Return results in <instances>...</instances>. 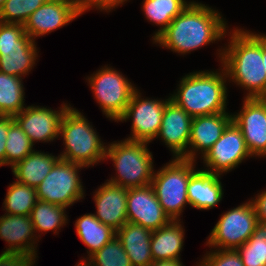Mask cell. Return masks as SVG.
I'll return each mask as SVG.
<instances>
[{"label":"cell","mask_w":266,"mask_h":266,"mask_svg":"<svg viewBox=\"0 0 266 266\" xmlns=\"http://www.w3.org/2000/svg\"><path fill=\"white\" fill-rule=\"evenodd\" d=\"M214 9L201 2L191 1L153 43L185 55L224 39L228 26L220 12Z\"/></svg>","instance_id":"1"},{"label":"cell","mask_w":266,"mask_h":266,"mask_svg":"<svg viewBox=\"0 0 266 266\" xmlns=\"http://www.w3.org/2000/svg\"><path fill=\"white\" fill-rule=\"evenodd\" d=\"M230 31L229 44L217 52L228 81L245 88V98H265L262 33L237 27Z\"/></svg>","instance_id":"2"},{"label":"cell","mask_w":266,"mask_h":266,"mask_svg":"<svg viewBox=\"0 0 266 266\" xmlns=\"http://www.w3.org/2000/svg\"><path fill=\"white\" fill-rule=\"evenodd\" d=\"M221 71H194L181 78L170 100L192 118L227 112V74Z\"/></svg>","instance_id":"3"},{"label":"cell","mask_w":266,"mask_h":266,"mask_svg":"<svg viewBox=\"0 0 266 266\" xmlns=\"http://www.w3.org/2000/svg\"><path fill=\"white\" fill-rule=\"evenodd\" d=\"M72 107L65 112L60 124L59 136L65 147L59 157L88 168L105 160L107 146L86 117Z\"/></svg>","instance_id":"4"},{"label":"cell","mask_w":266,"mask_h":266,"mask_svg":"<svg viewBox=\"0 0 266 266\" xmlns=\"http://www.w3.org/2000/svg\"><path fill=\"white\" fill-rule=\"evenodd\" d=\"M147 144L149 143L126 139L107 144L105 160L110 158L117 172L116 177L106 181L125 188L151 184L154 164Z\"/></svg>","instance_id":"5"},{"label":"cell","mask_w":266,"mask_h":266,"mask_svg":"<svg viewBox=\"0 0 266 266\" xmlns=\"http://www.w3.org/2000/svg\"><path fill=\"white\" fill-rule=\"evenodd\" d=\"M196 162L184 158H173L162 168L154 171L151 186L162 209L171 220H181L180 216L189 205L187 185L196 171Z\"/></svg>","instance_id":"6"},{"label":"cell","mask_w":266,"mask_h":266,"mask_svg":"<svg viewBox=\"0 0 266 266\" xmlns=\"http://www.w3.org/2000/svg\"><path fill=\"white\" fill-rule=\"evenodd\" d=\"M30 216L8 215L0 217V239L8 248L0 254V266H34L37 261L38 236Z\"/></svg>","instance_id":"7"},{"label":"cell","mask_w":266,"mask_h":266,"mask_svg":"<svg viewBox=\"0 0 266 266\" xmlns=\"http://www.w3.org/2000/svg\"><path fill=\"white\" fill-rule=\"evenodd\" d=\"M37 51L22 24L0 22V72L25 77L36 64Z\"/></svg>","instance_id":"8"},{"label":"cell","mask_w":266,"mask_h":266,"mask_svg":"<svg viewBox=\"0 0 266 266\" xmlns=\"http://www.w3.org/2000/svg\"><path fill=\"white\" fill-rule=\"evenodd\" d=\"M86 81L103 114L115 122L124 114L137 89L120 71L108 65L88 76Z\"/></svg>","instance_id":"9"},{"label":"cell","mask_w":266,"mask_h":266,"mask_svg":"<svg viewBox=\"0 0 266 266\" xmlns=\"http://www.w3.org/2000/svg\"><path fill=\"white\" fill-rule=\"evenodd\" d=\"M85 166L59 158L52 170L36 187L38 200L68 208L84 198L79 170Z\"/></svg>","instance_id":"10"},{"label":"cell","mask_w":266,"mask_h":266,"mask_svg":"<svg viewBox=\"0 0 266 266\" xmlns=\"http://www.w3.org/2000/svg\"><path fill=\"white\" fill-rule=\"evenodd\" d=\"M256 213L248 200L246 203L222 213L206 245L214 249H233L242 246L253 234L257 225Z\"/></svg>","instance_id":"11"},{"label":"cell","mask_w":266,"mask_h":266,"mask_svg":"<svg viewBox=\"0 0 266 266\" xmlns=\"http://www.w3.org/2000/svg\"><path fill=\"white\" fill-rule=\"evenodd\" d=\"M170 96L165 100L142 98L141 93L136 89L130 99L124 114L117 122L132 121L131 136L126 140L150 143L156 139L164 114L166 103Z\"/></svg>","instance_id":"12"},{"label":"cell","mask_w":266,"mask_h":266,"mask_svg":"<svg viewBox=\"0 0 266 266\" xmlns=\"http://www.w3.org/2000/svg\"><path fill=\"white\" fill-rule=\"evenodd\" d=\"M252 158L241 129L232 120L224 129L221 137L202 157L205 168L212 174L227 173L235 169L247 158Z\"/></svg>","instance_id":"13"},{"label":"cell","mask_w":266,"mask_h":266,"mask_svg":"<svg viewBox=\"0 0 266 266\" xmlns=\"http://www.w3.org/2000/svg\"><path fill=\"white\" fill-rule=\"evenodd\" d=\"M241 129L250 154L266 158V98H245L243 106L232 114Z\"/></svg>","instance_id":"14"},{"label":"cell","mask_w":266,"mask_h":266,"mask_svg":"<svg viewBox=\"0 0 266 266\" xmlns=\"http://www.w3.org/2000/svg\"><path fill=\"white\" fill-rule=\"evenodd\" d=\"M71 107L63 103L60 110H53L44 106H26L14 116L24 133L33 145L36 142L55 141L59 136L60 124L65 112Z\"/></svg>","instance_id":"15"},{"label":"cell","mask_w":266,"mask_h":266,"mask_svg":"<svg viewBox=\"0 0 266 266\" xmlns=\"http://www.w3.org/2000/svg\"><path fill=\"white\" fill-rule=\"evenodd\" d=\"M80 16L74 0H48L33 12L24 23L25 33L34 41Z\"/></svg>","instance_id":"16"},{"label":"cell","mask_w":266,"mask_h":266,"mask_svg":"<svg viewBox=\"0 0 266 266\" xmlns=\"http://www.w3.org/2000/svg\"><path fill=\"white\" fill-rule=\"evenodd\" d=\"M171 221L162 209L151 184L128 188L127 222L139 224L151 231Z\"/></svg>","instance_id":"17"},{"label":"cell","mask_w":266,"mask_h":266,"mask_svg":"<svg viewBox=\"0 0 266 266\" xmlns=\"http://www.w3.org/2000/svg\"><path fill=\"white\" fill-rule=\"evenodd\" d=\"M192 117L181 107L169 100L164 109L161 126L157 138L169 148L173 158L188 159Z\"/></svg>","instance_id":"18"},{"label":"cell","mask_w":266,"mask_h":266,"mask_svg":"<svg viewBox=\"0 0 266 266\" xmlns=\"http://www.w3.org/2000/svg\"><path fill=\"white\" fill-rule=\"evenodd\" d=\"M232 114L222 112L197 116L192 119L188 144V160L196 161L197 155L201 153L200 155L203 157L206 154L232 121Z\"/></svg>","instance_id":"19"},{"label":"cell","mask_w":266,"mask_h":266,"mask_svg":"<svg viewBox=\"0 0 266 266\" xmlns=\"http://www.w3.org/2000/svg\"><path fill=\"white\" fill-rule=\"evenodd\" d=\"M94 193L97 209L94 216L113 230H119L127 222L128 188L106 181Z\"/></svg>","instance_id":"20"},{"label":"cell","mask_w":266,"mask_h":266,"mask_svg":"<svg viewBox=\"0 0 266 266\" xmlns=\"http://www.w3.org/2000/svg\"><path fill=\"white\" fill-rule=\"evenodd\" d=\"M220 174H212L203 169L196 170L189 179L187 195L189 205L199 210H210L223 199Z\"/></svg>","instance_id":"21"},{"label":"cell","mask_w":266,"mask_h":266,"mask_svg":"<svg viewBox=\"0 0 266 266\" xmlns=\"http://www.w3.org/2000/svg\"><path fill=\"white\" fill-rule=\"evenodd\" d=\"M117 238L126 251L132 266H150L152 231L139 224L126 222L116 231Z\"/></svg>","instance_id":"22"},{"label":"cell","mask_w":266,"mask_h":266,"mask_svg":"<svg viewBox=\"0 0 266 266\" xmlns=\"http://www.w3.org/2000/svg\"><path fill=\"white\" fill-rule=\"evenodd\" d=\"M180 220H171L168 224L152 231L150 250L153 261L180 260L184 246V226Z\"/></svg>","instance_id":"23"},{"label":"cell","mask_w":266,"mask_h":266,"mask_svg":"<svg viewBox=\"0 0 266 266\" xmlns=\"http://www.w3.org/2000/svg\"><path fill=\"white\" fill-rule=\"evenodd\" d=\"M58 156L41 151H33L11 167L16 181L36 188L52 170Z\"/></svg>","instance_id":"24"},{"label":"cell","mask_w":266,"mask_h":266,"mask_svg":"<svg viewBox=\"0 0 266 266\" xmlns=\"http://www.w3.org/2000/svg\"><path fill=\"white\" fill-rule=\"evenodd\" d=\"M75 228L77 236L88 248L87 259L116 235L115 230L101 223L92 213L79 217L75 221Z\"/></svg>","instance_id":"25"},{"label":"cell","mask_w":266,"mask_h":266,"mask_svg":"<svg viewBox=\"0 0 266 266\" xmlns=\"http://www.w3.org/2000/svg\"><path fill=\"white\" fill-rule=\"evenodd\" d=\"M191 2L186 0H143L142 9L149 22L161 26L153 35L154 41Z\"/></svg>","instance_id":"26"},{"label":"cell","mask_w":266,"mask_h":266,"mask_svg":"<svg viewBox=\"0 0 266 266\" xmlns=\"http://www.w3.org/2000/svg\"><path fill=\"white\" fill-rule=\"evenodd\" d=\"M66 209L63 206L38 200L30 213L35 233L53 231L57 234L59 229L68 224Z\"/></svg>","instance_id":"27"},{"label":"cell","mask_w":266,"mask_h":266,"mask_svg":"<svg viewBox=\"0 0 266 266\" xmlns=\"http://www.w3.org/2000/svg\"><path fill=\"white\" fill-rule=\"evenodd\" d=\"M22 79L0 72V110L4 116L14 117L26 107Z\"/></svg>","instance_id":"28"},{"label":"cell","mask_w":266,"mask_h":266,"mask_svg":"<svg viewBox=\"0 0 266 266\" xmlns=\"http://www.w3.org/2000/svg\"><path fill=\"white\" fill-rule=\"evenodd\" d=\"M37 201L36 188L14 181L7 189L3 210L8 215L30 216Z\"/></svg>","instance_id":"29"},{"label":"cell","mask_w":266,"mask_h":266,"mask_svg":"<svg viewBox=\"0 0 266 266\" xmlns=\"http://www.w3.org/2000/svg\"><path fill=\"white\" fill-rule=\"evenodd\" d=\"M236 250L244 266H266V223L258 222L251 237Z\"/></svg>","instance_id":"30"},{"label":"cell","mask_w":266,"mask_h":266,"mask_svg":"<svg viewBox=\"0 0 266 266\" xmlns=\"http://www.w3.org/2000/svg\"><path fill=\"white\" fill-rule=\"evenodd\" d=\"M33 144L19 124L14 121L7 134L5 146V165L13 167L34 151Z\"/></svg>","instance_id":"31"},{"label":"cell","mask_w":266,"mask_h":266,"mask_svg":"<svg viewBox=\"0 0 266 266\" xmlns=\"http://www.w3.org/2000/svg\"><path fill=\"white\" fill-rule=\"evenodd\" d=\"M90 266H132L121 241L115 237L88 259L83 258Z\"/></svg>","instance_id":"32"},{"label":"cell","mask_w":266,"mask_h":266,"mask_svg":"<svg viewBox=\"0 0 266 266\" xmlns=\"http://www.w3.org/2000/svg\"><path fill=\"white\" fill-rule=\"evenodd\" d=\"M48 0H6L0 9V22L22 24Z\"/></svg>","instance_id":"33"},{"label":"cell","mask_w":266,"mask_h":266,"mask_svg":"<svg viewBox=\"0 0 266 266\" xmlns=\"http://www.w3.org/2000/svg\"><path fill=\"white\" fill-rule=\"evenodd\" d=\"M212 249L197 263L198 266H244L237 250Z\"/></svg>","instance_id":"34"},{"label":"cell","mask_w":266,"mask_h":266,"mask_svg":"<svg viewBox=\"0 0 266 266\" xmlns=\"http://www.w3.org/2000/svg\"><path fill=\"white\" fill-rule=\"evenodd\" d=\"M127 1L128 0H74L80 16L91 8L109 13L111 10L118 8L117 6H122V4Z\"/></svg>","instance_id":"35"},{"label":"cell","mask_w":266,"mask_h":266,"mask_svg":"<svg viewBox=\"0 0 266 266\" xmlns=\"http://www.w3.org/2000/svg\"><path fill=\"white\" fill-rule=\"evenodd\" d=\"M13 116H3L0 119V164L5 166V146L10 125L14 122Z\"/></svg>","instance_id":"36"},{"label":"cell","mask_w":266,"mask_h":266,"mask_svg":"<svg viewBox=\"0 0 266 266\" xmlns=\"http://www.w3.org/2000/svg\"><path fill=\"white\" fill-rule=\"evenodd\" d=\"M250 203L256 213L257 222L266 223V191L258 193Z\"/></svg>","instance_id":"37"},{"label":"cell","mask_w":266,"mask_h":266,"mask_svg":"<svg viewBox=\"0 0 266 266\" xmlns=\"http://www.w3.org/2000/svg\"><path fill=\"white\" fill-rule=\"evenodd\" d=\"M150 266H185L181 260L153 261Z\"/></svg>","instance_id":"38"},{"label":"cell","mask_w":266,"mask_h":266,"mask_svg":"<svg viewBox=\"0 0 266 266\" xmlns=\"http://www.w3.org/2000/svg\"><path fill=\"white\" fill-rule=\"evenodd\" d=\"M262 56L265 69V98H266V34H262Z\"/></svg>","instance_id":"39"},{"label":"cell","mask_w":266,"mask_h":266,"mask_svg":"<svg viewBox=\"0 0 266 266\" xmlns=\"http://www.w3.org/2000/svg\"><path fill=\"white\" fill-rule=\"evenodd\" d=\"M75 266H90L86 261L81 259Z\"/></svg>","instance_id":"40"},{"label":"cell","mask_w":266,"mask_h":266,"mask_svg":"<svg viewBox=\"0 0 266 266\" xmlns=\"http://www.w3.org/2000/svg\"><path fill=\"white\" fill-rule=\"evenodd\" d=\"M6 0H0V9L3 7Z\"/></svg>","instance_id":"41"},{"label":"cell","mask_w":266,"mask_h":266,"mask_svg":"<svg viewBox=\"0 0 266 266\" xmlns=\"http://www.w3.org/2000/svg\"><path fill=\"white\" fill-rule=\"evenodd\" d=\"M4 116V114L0 110V119Z\"/></svg>","instance_id":"42"}]
</instances>
